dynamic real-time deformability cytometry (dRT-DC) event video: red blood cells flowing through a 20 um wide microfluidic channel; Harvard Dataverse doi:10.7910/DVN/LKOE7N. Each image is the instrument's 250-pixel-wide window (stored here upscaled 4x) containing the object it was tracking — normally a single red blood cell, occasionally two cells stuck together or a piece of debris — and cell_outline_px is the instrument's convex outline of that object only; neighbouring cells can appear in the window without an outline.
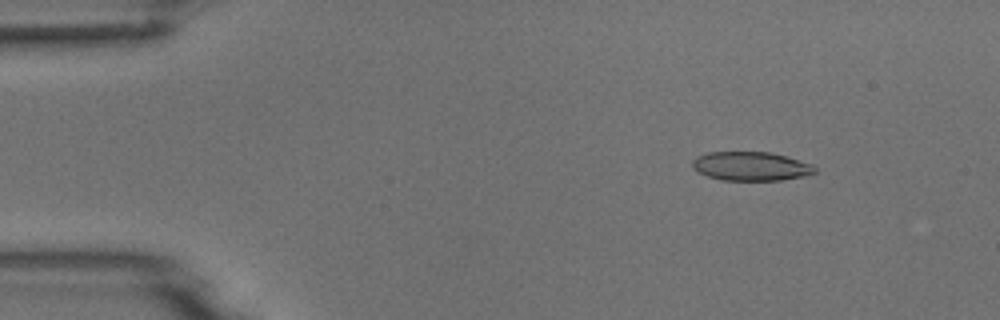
{"species": "common noctule bat (a hibernating species)", "species_latin": "Nyctalus noctula", "temperature_condition": "room temperature", "stored_images_in_passage": 8, "camera_frame_rate_fps": 3000, "um_per_image_px": 0.085, "animal": {"sex": "male", "body_mass_g": 18.8}, "frame": {"image": 1, "passage_image": 2, "time_ms": 1.0, "image_size_px": [1000, 320], "cell_outline_px": [[816, 172], [804, 176], [780, 180], [720, 180], [708, 176], [692, 168], [692, 160], [696, 156], [708, 152], [772, 152], [812, 164], [816, 168]], "centroid_in_image_um": [63.81, 14.12], "position_along_channel_um": 21.2, "area_um2": 20.63}}
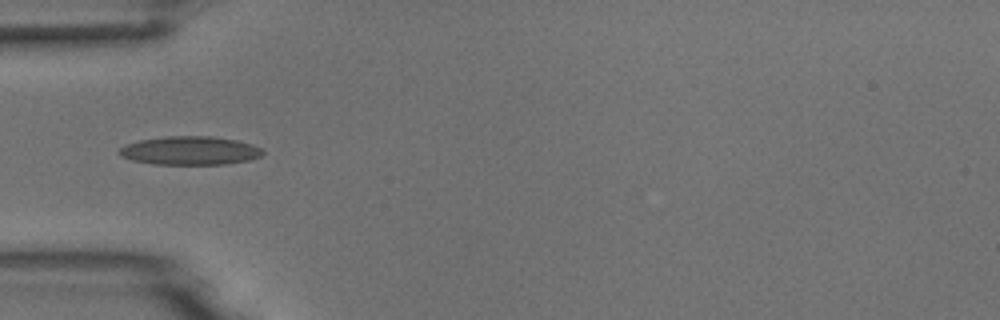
{"frame": {"image": 2, "passage_image": 4, "time_ms": 4.333, "image_size_px": [1000, 320], "cell_outline_px": [[264, 152], [260, 156], [248, 160], [228, 164], [152, 164], [132, 160], [120, 156], [116, 152], [124, 144], [140, 140], [164, 136], [212, 136], [236, 140], [252, 144], [264, 148]], "centroid_in_image_um": [16.13, 12.8], "position_along_channel_um": 68.9, "area_um2": 24.1}}